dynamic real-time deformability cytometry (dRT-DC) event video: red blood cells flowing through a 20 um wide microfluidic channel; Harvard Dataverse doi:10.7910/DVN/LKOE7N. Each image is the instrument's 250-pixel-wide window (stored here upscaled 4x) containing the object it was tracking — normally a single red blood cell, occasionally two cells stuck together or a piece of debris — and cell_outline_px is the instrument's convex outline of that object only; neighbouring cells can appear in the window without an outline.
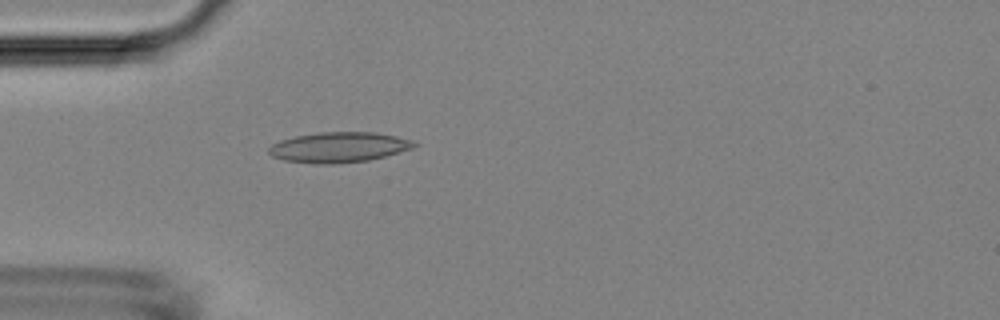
{"species": "Egyptian fruit bat (a non-hibernating species)", "species_latin": "Rousettus aegyptiacus", "temperature_condition": "room temperature", "stored_images_in_passage": 4, "camera_frame_rate_fps": 3000, "um_per_image_px": 0.085, "animal": {"sex": "female"}, "frame": {"image": 1, "passage_image": 4, "time_ms": 4.333, "image_size_px": [1000, 320], "cell_outline_px": [[420, 144], [412, 148], [384, 156], [368, 160], [332, 164], [316, 164], [284, 160], [272, 156], [268, 152], [268, 148], [272, 144], [280, 140], [296, 136], [320, 132], [376, 132], [396, 136], [412, 140]], "centroid_in_image_um": [28.79, 12.51], "position_along_channel_um": 56.2, "area_um2": 25.61}}